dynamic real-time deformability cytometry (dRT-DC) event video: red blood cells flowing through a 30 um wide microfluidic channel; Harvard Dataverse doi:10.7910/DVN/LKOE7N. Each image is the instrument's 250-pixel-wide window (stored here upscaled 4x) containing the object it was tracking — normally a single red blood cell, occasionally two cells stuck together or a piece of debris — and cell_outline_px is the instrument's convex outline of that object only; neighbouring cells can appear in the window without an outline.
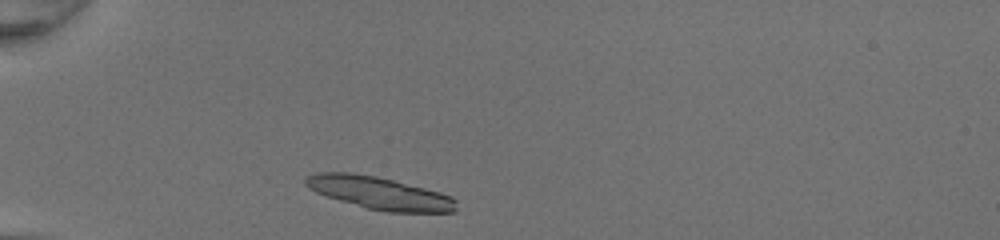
{"species": "common noctule bat (a hibernating species)", "species_latin": "Nyctalus noctula", "temperature_condition": "room temperature", "stored_images_in_passage": 31, "camera_frame_rate_fps": 3000, "um_per_image_px": 0.085, "animal": {"sex": "female", "body_mass_g": 20.0, "forearm_length_mm": 54.0}, "frame": {"image": 1, "passage_image": 2, "time_ms": 0.333, "image_size_px": [1000, 240], "cell_outline_px": [[456, 212], [388, 212], [368, 208], [340, 200], [316, 192], [308, 188], [304, 184], [304, 180], [308, 176], [316, 172], [352, 172], [376, 176], [440, 192], [452, 196], [456, 200]], "centroid_in_image_um": [32.26, 16.4], "position_along_channel_um": 52.7, "area_um2": 28.38}}